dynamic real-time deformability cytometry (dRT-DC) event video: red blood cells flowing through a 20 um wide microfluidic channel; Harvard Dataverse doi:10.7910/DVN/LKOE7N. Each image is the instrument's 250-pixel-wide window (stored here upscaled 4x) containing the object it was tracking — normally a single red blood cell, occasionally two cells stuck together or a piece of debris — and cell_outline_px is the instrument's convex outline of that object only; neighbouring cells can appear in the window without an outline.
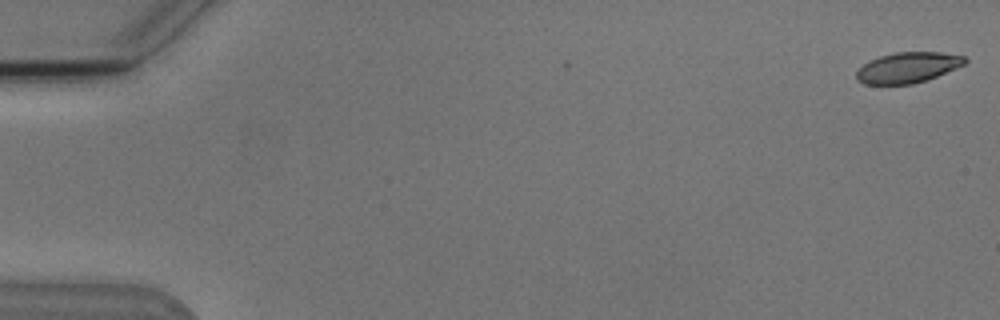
{"species": "Egyptian fruit bat (a non-hibernating species)", "species_latin": "Rousettus aegyptiacus", "temperature_condition": "cold", "stored_images_in_passage": 9, "camera_frame_rate_fps": 3000, "um_per_image_px": 0.085, "animal": {"sex": "male"}, "frame": {"image": 1, "passage_image": 1, "time_ms": 0.0, "image_size_px": [1000, 320], "cell_outline_px": [[968, 60], [964, 64], [936, 76], [912, 84], [864, 84], [856, 80], [856, 72], [864, 64], [880, 56], [896, 52], [940, 52], [964, 56]], "centroid_in_image_um": [77.14, 5.74], "position_along_channel_um": 7.9, "area_um2": 19.02}}
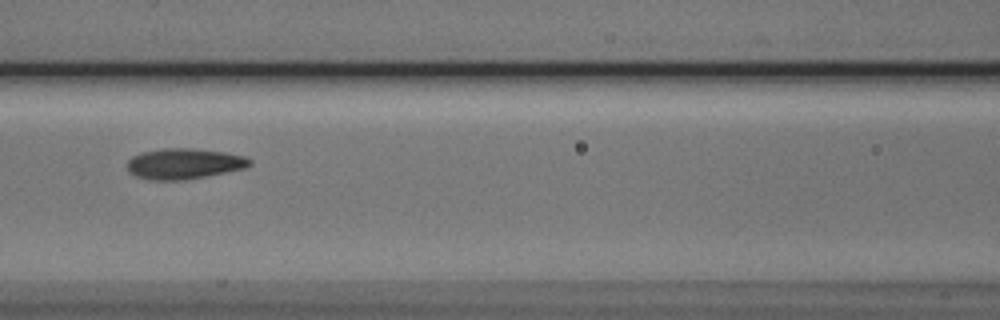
{"frame": {"image": 2, "passage_image": 8, "time_ms": 8.0, "image_size_px": [1000, 320], "cell_outline_px": [[252, 164], [244, 168], [184, 180], [148, 180], [136, 176], [128, 172], [128, 160], [132, 156], [140, 152], [164, 148], [192, 148], [224, 152], [244, 156], [252, 160]], "centroid_in_image_um": [15.61, 13.91], "position_along_channel_um": 151.0, "area_um2": 21.85}}
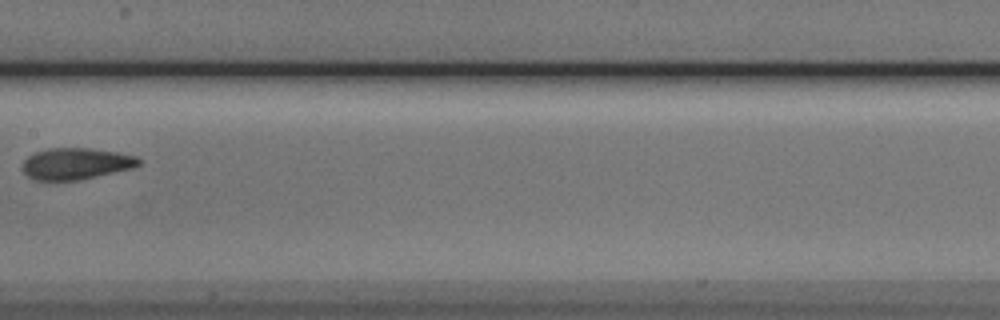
{"frame": {"image": 3, "passage_image": 9, "time_ms": 9.333, "image_size_px": [1000, 320], "cell_outline_px": [[144, 160], [140, 164], [132, 168], [76, 180], [32, 180], [24, 172], [24, 160], [28, 156], [36, 152], [48, 148], [88, 148], [116, 152], [136, 156]], "centroid_in_image_um": [6.47, 13.9], "position_along_channel_um": 200.9, "area_um2": 21.1}}